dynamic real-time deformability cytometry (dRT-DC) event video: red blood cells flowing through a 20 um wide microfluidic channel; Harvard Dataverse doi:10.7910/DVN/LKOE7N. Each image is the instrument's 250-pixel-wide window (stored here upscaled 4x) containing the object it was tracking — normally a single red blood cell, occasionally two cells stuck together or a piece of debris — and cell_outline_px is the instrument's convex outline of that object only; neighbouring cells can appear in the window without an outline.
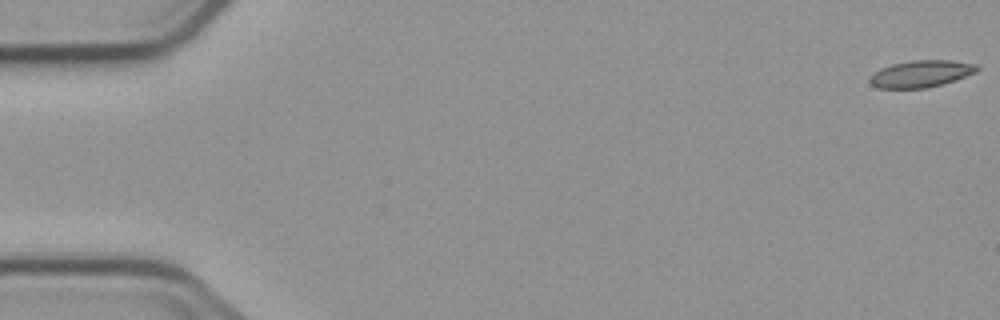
{"species": "common noctule bat (a hibernating species)", "species_latin": "Nyctalus noctula", "temperature_condition": "cold", "stored_images_in_passage": 8, "camera_frame_rate_fps": 3000, "um_per_image_px": 0.085, "animal": {"sex": "male", "body_mass_g": 23.1, "forearm_length_mm": 52.7}, "frame": {"image": 1, "passage_image": 1, "time_ms": 0.0, "image_size_px": [1000, 320], "cell_outline_px": [[980, 68], [976, 72], [956, 80], [928, 88], [876, 88], [868, 80], [868, 76], [880, 68], [892, 64], [912, 60], [948, 60], [976, 64]], "centroid_in_image_um": [78.26, 6.27], "position_along_channel_um": 6.7, "area_um2": 16.94}}
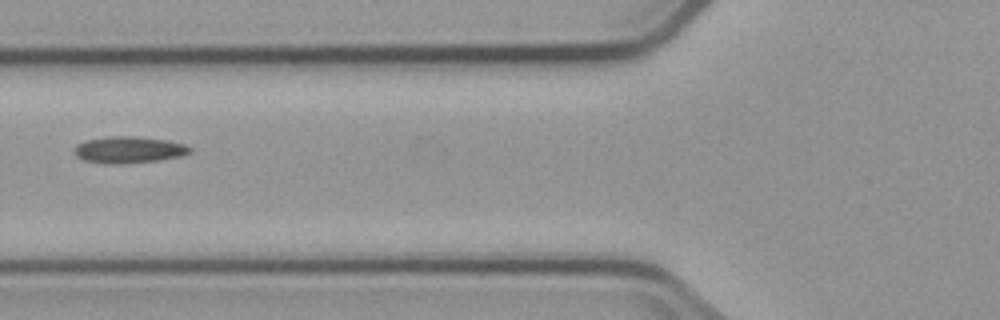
{"frame": {"image": 2, "passage_image": 7, "time_ms": 7.0, "image_size_px": [1000, 320], "cell_outline_px": [[192, 152], [180, 156], [160, 160], [120, 164], [104, 164], [84, 160], [76, 156], [72, 152], [76, 144], [84, 140], [104, 136], [136, 136], [168, 140], [184, 144], [192, 148]], "centroid_in_image_um": [10.91, 12.72], "position_along_channel_um": 114.9, "area_um2": 18.32}}
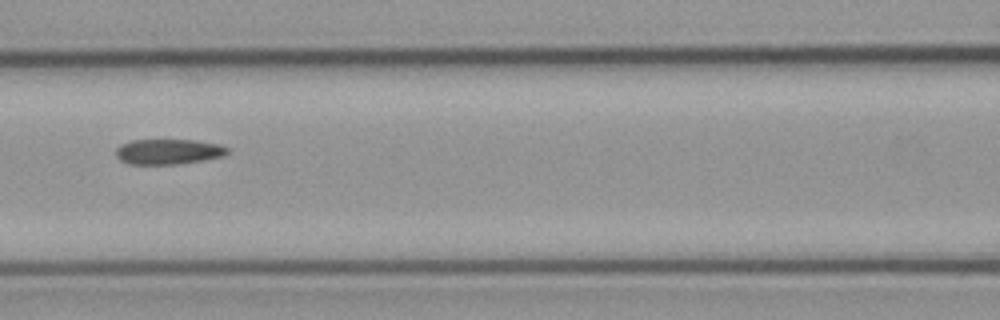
{"frame": {"image": 3, "passage_image": 8, "time_ms": 8.0, "image_size_px": [1000, 320], "cell_outline_px": [[228, 152], [224, 156], [204, 160], [180, 164], [128, 164], [120, 160], [116, 156], [116, 148], [120, 144], [132, 140], [196, 140], [220, 144], [228, 148]], "centroid_in_image_um": [14.31, 12.89], "position_along_channel_um": 152.3, "area_um2": 16.59}}